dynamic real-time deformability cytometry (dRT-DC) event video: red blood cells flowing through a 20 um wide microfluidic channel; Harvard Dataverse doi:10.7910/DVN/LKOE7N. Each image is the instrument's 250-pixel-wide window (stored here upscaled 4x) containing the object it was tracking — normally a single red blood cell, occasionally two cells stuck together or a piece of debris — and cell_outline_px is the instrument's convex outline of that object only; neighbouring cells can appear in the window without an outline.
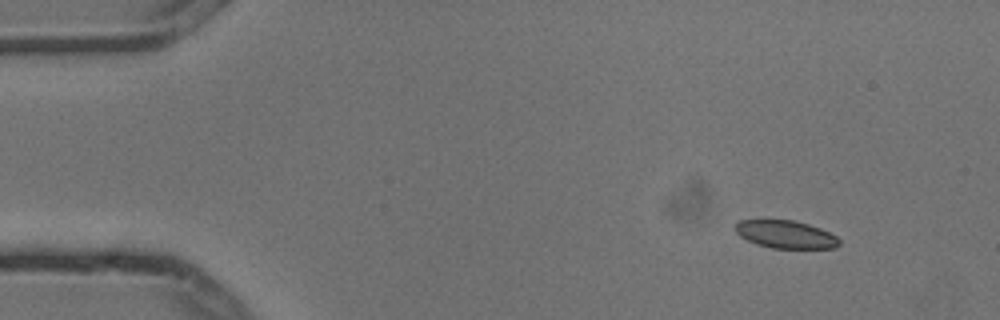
{"species": "common noctule bat (a hibernating species)", "species_latin": "Nyctalus noctula", "temperature_condition": "cold", "stored_images_in_passage": 5, "camera_frame_rate_fps": 3000, "um_per_image_px": 0.085, "animal": {"sex": "male", "body_mass_g": 13.3}, "frame": {"image": 1, "passage_image": 1, "time_ms": 0.0, "image_size_px": [1000, 320], "cell_outline_px": [[840, 244], [836, 248], [772, 248], [756, 244], [740, 236], [736, 232], [736, 224], [740, 220], [792, 220], [808, 224], [820, 228], [836, 236], [840, 240]], "centroid_in_image_um": [66.8, 19.93], "position_along_channel_um": 18.2, "area_um2": 16.7}}
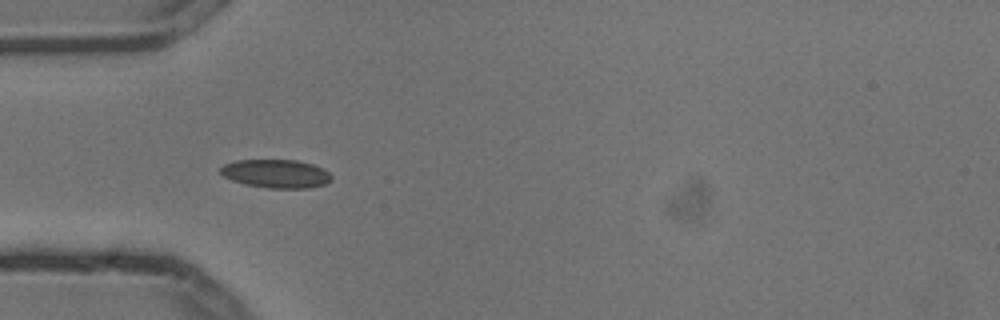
{"frame": {"image": 2, "passage_image": 4, "time_ms": 1.0, "image_size_px": [1000, 320], "cell_outline_px": [[332, 180], [324, 184], [312, 188], [268, 188], [244, 184], [232, 180], [224, 176], [220, 172], [220, 168], [224, 164], [236, 160], [296, 160], [312, 164], [328, 172], [332, 176]], "centroid_in_image_um": [23.46, 14.77], "position_along_channel_um": 61.5, "area_um2": 18.38}}
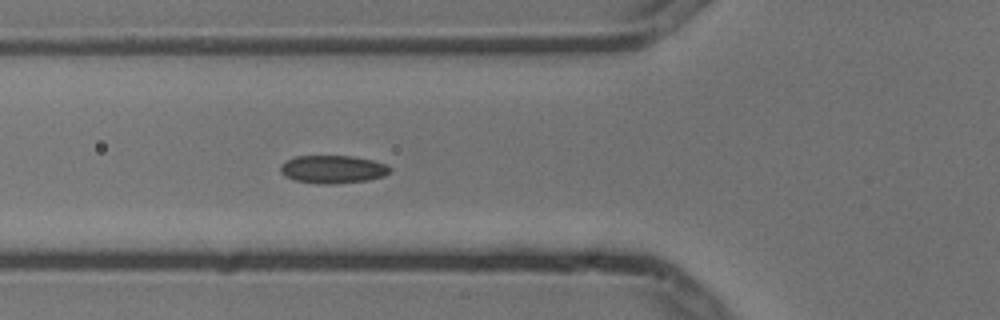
{"frame": {"image": 3, "passage_image": 5, "time_ms": 1.333, "image_size_px": [1000, 320], "cell_outline_px": [[392, 168], [384, 176], [368, 180], [336, 184], [320, 184], [296, 180], [284, 176], [280, 172], [280, 164], [296, 156], [352, 156], [372, 160], [388, 164]], "centroid_in_image_um": [28.3, 14.39], "position_along_channel_um": 97.5, "area_um2": 17.92}}